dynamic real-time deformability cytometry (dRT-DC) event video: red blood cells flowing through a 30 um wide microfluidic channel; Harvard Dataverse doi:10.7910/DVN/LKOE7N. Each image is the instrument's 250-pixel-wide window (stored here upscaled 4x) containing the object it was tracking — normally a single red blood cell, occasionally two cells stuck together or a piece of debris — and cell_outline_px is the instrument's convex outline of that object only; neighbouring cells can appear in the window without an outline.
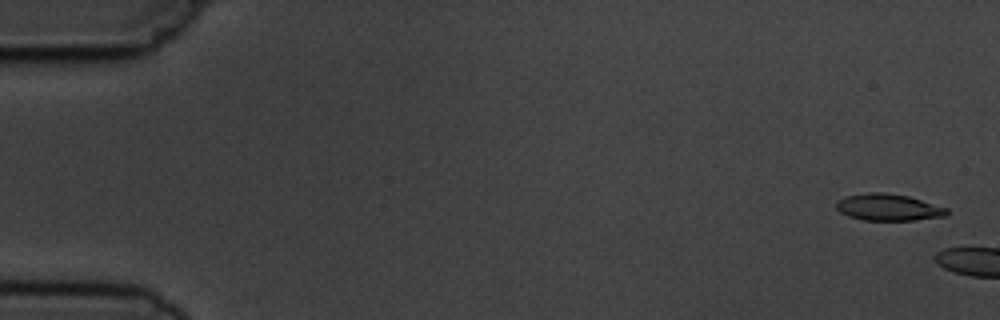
{"species": "common noctule bat (a hibernating species)", "species_latin": "Nyctalus noctula", "temperature_condition": "cold", "stored_images_in_passage": 3, "camera_frame_rate_fps": 3000, "um_per_image_px": 0.085, "animal": {"sex": "male", "body_mass_g": 19.5, "forearm_length_mm": 54.6}, "frame": {"image": 1, "passage_image": 1, "time_ms": 0.0, "image_size_px": [1000, 320], "cell_outline_px": [[948, 216], [916, 220], [864, 220], [848, 216], [840, 212], [836, 208], [836, 200], [848, 196], [868, 192], [884, 192], [908, 196], [948, 208]], "centroid_in_image_um": [75.52, 17.62], "position_along_channel_um": 9.5, "area_um2": 17.28}}